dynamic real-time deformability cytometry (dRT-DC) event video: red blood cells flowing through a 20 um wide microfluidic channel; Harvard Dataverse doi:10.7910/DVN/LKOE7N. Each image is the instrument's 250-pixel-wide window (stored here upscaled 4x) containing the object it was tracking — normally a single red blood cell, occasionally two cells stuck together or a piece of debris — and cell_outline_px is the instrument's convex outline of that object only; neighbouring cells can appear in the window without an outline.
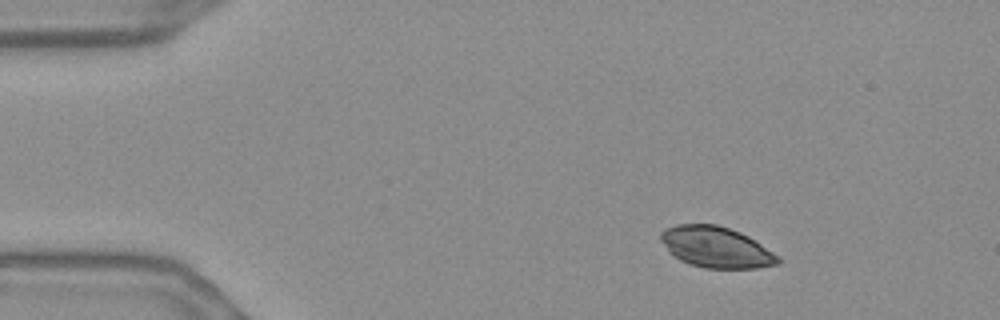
{"species": "Egyptian fruit bat (a non-hibernating species)", "species_latin": "Rousettus aegyptiacus", "temperature_condition": "warm", "stored_images_in_passage": 49, "camera_frame_rate_fps": 3000, "um_per_image_px": 0.085, "frame": {"image": 1, "passage_image": 1, "time_ms": 0.0, "image_size_px": [1000, 320], "cell_outline_px": [[784, 260], [780, 264], [756, 268], [704, 268], [688, 264], [680, 260], [660, 240], [660, 232], [664, 228], [676, 224], [716, 224], [740, 232], [748, 236], [780, 256]], "centroid_in_image_um": [60.91, 21.01], "position_along_channel_um": 24.1, "area_um2": 28.03}}
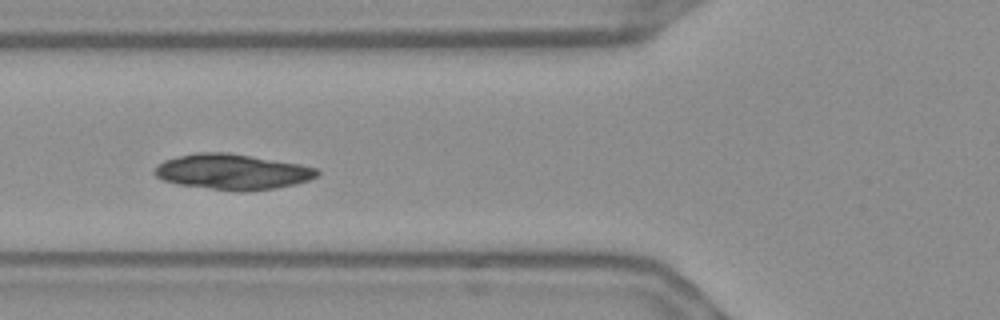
{"frame": {"image": 2, "passage_image": 14, "time_ms": 4.333, "image_size_px": [1000, 320], "cell_outline_px": [[320, 172], [316, 176], [308, 180], [296, 184], [276, 188], [244, 192], [180, 184], [164, 180], [156, 176], [152, 172], [164, 160], [196, 152], [228, 152], [300, 164], [316, 168]], "centroid_in_image_um": [19.78, 14.59], "position_along_channel_um": 106.0, "area_um2": 33.29}}
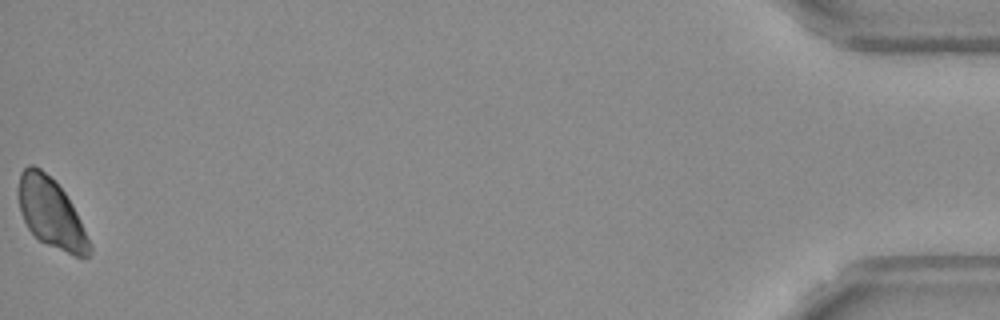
{"frame": {"image": 3, "passage_image": 49, "time_ms": 16.0, "image_size_px": [1000, 320], "cell_outline_px": [[92, 252], [88, 256], [76, 256], [48, 244], [40, 240], [28, 228], [24, 220], [20, 208], [16, 192], [16, 188], [20, 172], [28, 164], [32, 164], [40, 168], [64, 192], [72, 204], [80, 220], [92, 248]], "centroid_in_image_um": [4.3, 18.08], "position_along_channel_um": 430.9, "area_um2": 28.38}}